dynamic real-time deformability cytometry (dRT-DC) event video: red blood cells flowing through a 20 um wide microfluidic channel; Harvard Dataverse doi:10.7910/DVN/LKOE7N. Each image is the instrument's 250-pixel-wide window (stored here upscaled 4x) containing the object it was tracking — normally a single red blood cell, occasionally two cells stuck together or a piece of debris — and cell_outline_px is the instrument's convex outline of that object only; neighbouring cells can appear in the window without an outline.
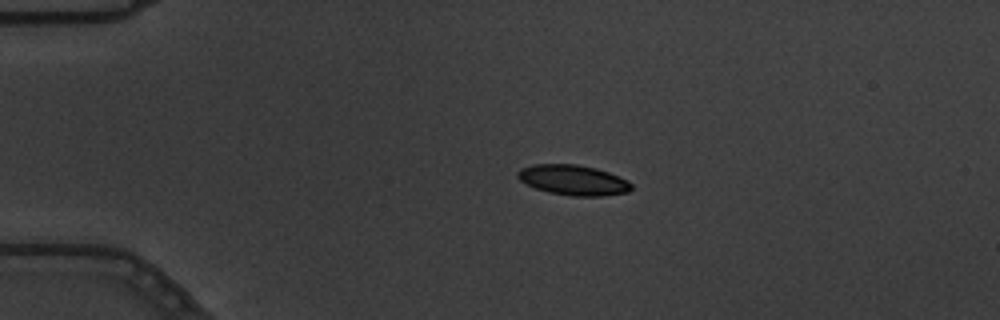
{"species": "common noctule bat (a hibernating species)", "species_latin": "Nyctalus noctula", "temperature_condition": "warm", "stored_images_in_passage": 3, "camera_frame_rate_fps": 3000, "um_per_image_px": 0.085, "animal": {"sex": "male", "body_mass_g": 19.5, "forearm_length_mm": 54.6}, "frame": {"image": 1, "passage_image": 1, "time_ms": 0.0, "image_size_px": [1000, 320], "cell_outline_px": [[632, 188], [628, 192], [604, 196], [572, 196], [548, 192], [536, 188], [520, 180], [516, 176], [516, 172], [520, 168], [532, 164], [576, 164], [596, 168], [608, 172], [628, 180], [632, 184]], "centroid_in_image_um": [48.72, 15.3], "position_along_channel_um": 36.3, "area_um2": 20.11}}
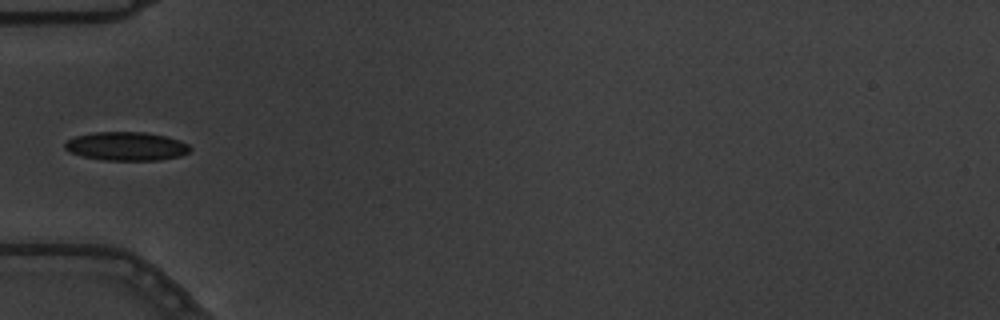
{"frame": {"image": 2, "passage_image": 3, "time_ms": 0.667, "image_size_px": [1000, 320], "cell_outline_px": [[192, 148], [188, 152], [180, 156], [160, 160], [104, 160], [84, 156], [68, 152], [64, 148], [64, 144], [68, 140], [76, 136], [92, 132], [144, 132], [164, 136], [180, 140], [188, 144]], "centroid_in_image_um": [10.74, 12.43], "position_along_channel_um": 74.3, "area_um2": 20.87}}